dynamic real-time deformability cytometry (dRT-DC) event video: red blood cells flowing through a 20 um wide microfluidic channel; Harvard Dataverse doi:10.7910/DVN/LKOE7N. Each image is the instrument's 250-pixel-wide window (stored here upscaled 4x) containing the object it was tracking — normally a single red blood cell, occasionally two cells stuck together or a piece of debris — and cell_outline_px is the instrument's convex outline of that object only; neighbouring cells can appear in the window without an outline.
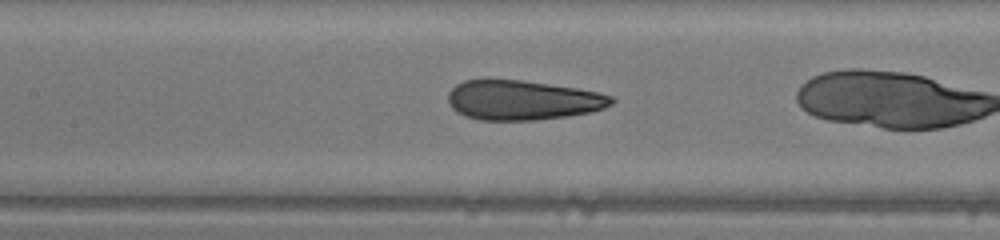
{"species": "human", "species_latin": "Homo sapiens", "temperature_condition": "warm", "stored_images_in_passage": 32, "camera_frame_rate_fps": 3000, "um_per_image_px": 0.085, "donor": {"sex": "male"}, "frame": {"image": 1, "passage_image": 18, "time_ms": 5.667, "image_size_px": [1000, 240], "cell_outline_px": [[616, 100], [612, 104], [604, 108], [592, 112], [568, 116], [536, 120], [480, 120], [464, 116], [456, 112], [448, 104], [448, 92], [456, 84], [464, 80], [480, 76], [488, 76], [520, 80], [576, 88], [600, 92], [612, 96]], "centroid_in_image_um": [44.35, 8.48], "position_along_channel_um": 163.0, "area_um2": 38.84}}
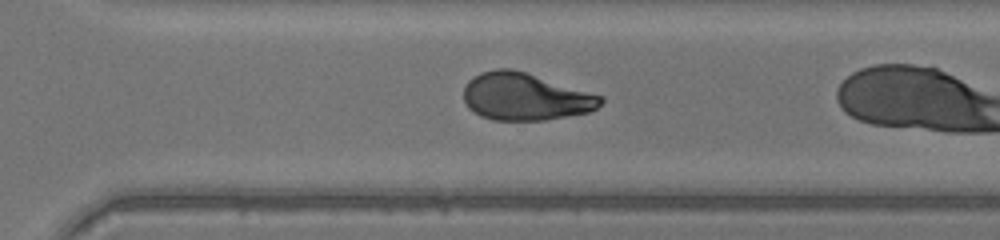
{"frame": {"image": 2, "passage_image": 29, "time_ms": 9.333, "image_size_px": [1000, 240], "cell_outline_px": [[604, 100], [596, 108], [588, 112], [544, 120], [492, 120], [480, 116], [472, 112], [468, 108], [464, 100], [464, 88], [468, 80], [472, 76], [480, 72], [496, 68], [512, 68], [604, 96]], "centroid_in_image_um": [44.6, 8.21], "position_along_channel_um": 326.0, "area_um2": 37.92}}